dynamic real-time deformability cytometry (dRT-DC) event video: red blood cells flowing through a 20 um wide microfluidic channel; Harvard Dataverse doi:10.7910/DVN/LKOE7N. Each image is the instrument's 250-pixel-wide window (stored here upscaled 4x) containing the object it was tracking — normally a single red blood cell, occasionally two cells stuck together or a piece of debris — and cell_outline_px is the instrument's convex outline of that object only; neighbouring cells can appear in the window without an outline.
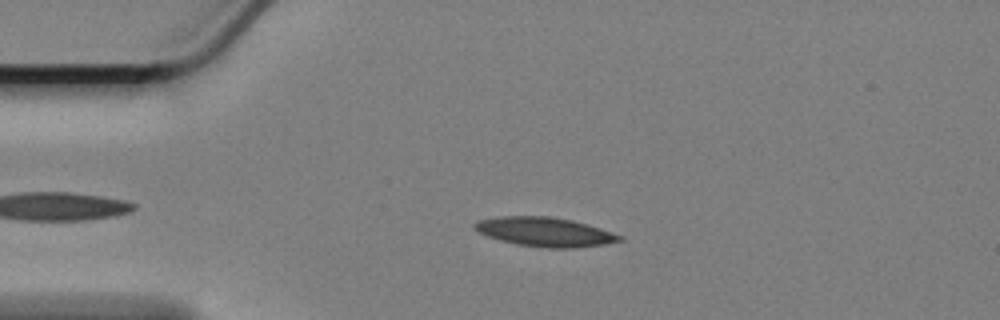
{"species": "Egyptian fruit bat (a non-hibernating species)", "species_latin": "Rousettus aegyptiacus", "temperature_condition": "cold", "stored_images_in_passage": 52, "camera_frame_rate_fps": 3000, "um_per_image_px": 0.085, "animal": {"sex": "female"}, "frame": {"image": 1, "passage_image": 11, "time_ms": 3.333, "image_size_px": [1000, 320], "cell_outline_px": [[624, 240], [604, 244], [572, 248], [548, 248], [516, 244], [500, 240], [488, 236], [472, 228], [472, 224], [476, 220], [496, 216], [548, 216], [572, 220], [588, 224], [624, 236]], "centroid_in_image_um": [46.29, 19.7], "position_along_channel_um": 38.7, "area_um2": 24.8}}
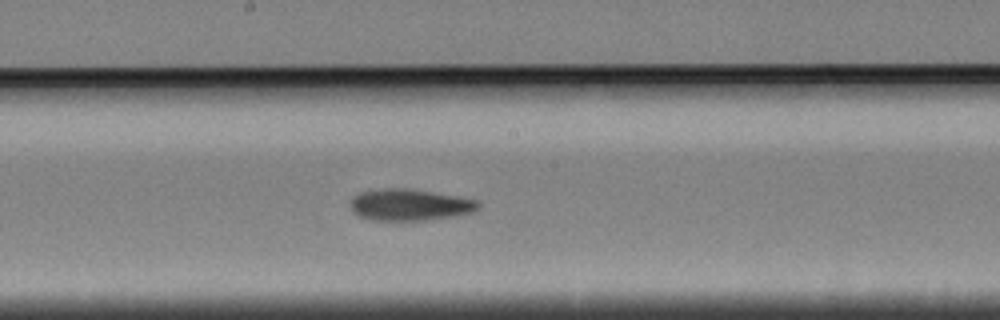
{"frame": {"image": 2, "passage_image": 29, "time_ms": 9.333, "image_size_px": [1000, 320], "cell_outline_px": [[480, 208], [472, 212], [452, 216], [424, 220], [372, 220], [360, 216], [352, 212], [348, 208], [348, 204], [352, 196], [360, 192], [380, 188], [412, 188], [480, 200]], "centroid_in_image_um": [34.78, 17.39], "position_along_channel_um": 213.4, "area_um2": 23.93}}
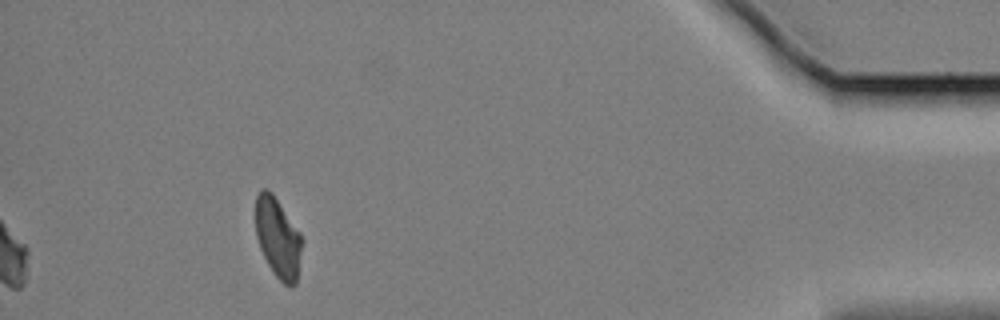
{"frame": {"image": 3, "passage_image": 52, "time_ms": 17.0, "image_size_px": [1000, 320], "cell_outline_px": [[304, 240], [296, 284], [292, 288], [288, 288], [276, 276], [268, 264], [260, 248], [256, 236], [256, 196], [260, 188], [268, 188], [272, 192], [300, 232]], "centroid_in_image_um": [23.65, 20.22], "position_along_channel_um": 411.6, "area_um2": 21.96}, "authors_computed_cell_mechanics": {"area_um2": 23.4668, "velocity_mm_per_s": 3.3753, "shape_relaxation_time_tau1_ms": 7.791, "shape_relaxation_time_tau2_ms": 7.1761, "deformation_change_tau1": 0.1688, "deformation_change_tau2": 0.1379}}